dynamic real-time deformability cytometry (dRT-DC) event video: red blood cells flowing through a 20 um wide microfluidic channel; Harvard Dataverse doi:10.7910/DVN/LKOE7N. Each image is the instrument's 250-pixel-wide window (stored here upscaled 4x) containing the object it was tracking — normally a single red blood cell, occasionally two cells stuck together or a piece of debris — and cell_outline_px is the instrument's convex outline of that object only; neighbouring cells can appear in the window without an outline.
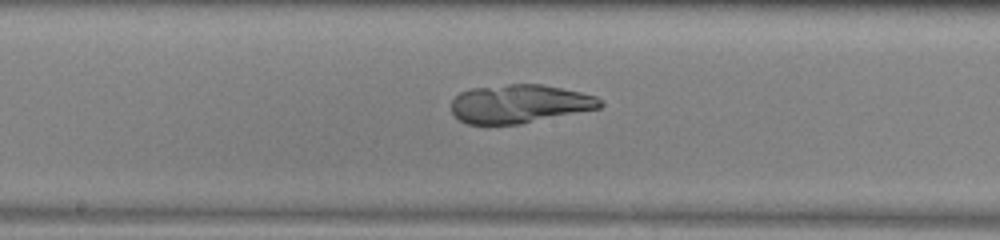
{"species": "common noctule bat (a hibernating species)", "species_latin": "Nyctalus noctula", "temperature_condition": "warm", "stored_images_in_passage": 51, "camera_frame_rate_fps": 3000, "um_per_image_px": 0.085, "animal": {"sex": "male", "body_mass_g": 13.0, "forearm_length_mm": 53.1}, "frame": {"image": 1, "passage_image": 26, "time_ms": 8.333, "image_size_px": [1000, 240], "cell_outline_px": [[604, 104], [600, 108], [520, 124], [468, 124], [460, 120], [452, 112], [452, 100], [460, 92], [472, 88], [508, 84], [540, 84], [580, 92], [596, 96]], "centroid_in_image_um": [44.16, 8.82], "position_along_channel_um": 204.0, "area_um2": 33.23}}